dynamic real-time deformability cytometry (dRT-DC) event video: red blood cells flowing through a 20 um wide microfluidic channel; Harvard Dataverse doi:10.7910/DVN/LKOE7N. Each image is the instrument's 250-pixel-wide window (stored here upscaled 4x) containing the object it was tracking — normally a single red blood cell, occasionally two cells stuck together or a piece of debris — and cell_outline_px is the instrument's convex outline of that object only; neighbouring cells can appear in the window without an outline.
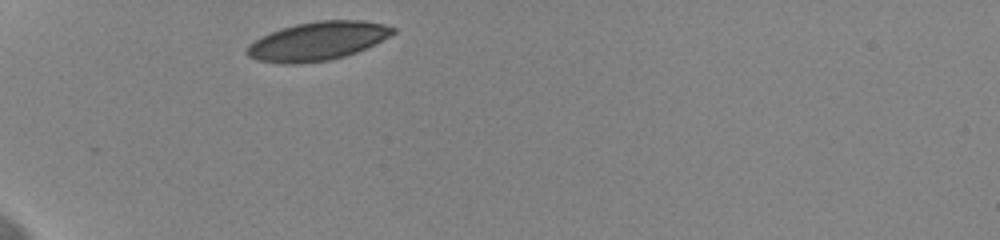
{"species": "human", "species_latin": "Homo sapiens", "temperature_condition": "cold", "stored_images_in_passage": 4, "camera_frame_rate_fps": 3000, "um_per_image_px": 0.085, "donor": {"sex": "female"}, "frame": {"image": 1, "passage_image": 1, "time_ms": 0.0, "image_size_px": [1000, 240], "cell_outline_px": [[396, 32], [356, 52], [344, 56], [328, 60], [300, 64], [280, 64], [256, 60], [248, 56], [244, 52], [248, 44], [260, 36], [280, 28], [296, 24], [316, 20], [360, 20], [384, 24], [396, 28]], "centroid_in_image_um": [26.91, 3.49], "position_along_channel_um": 58.1, "area_um2": 32.89}}